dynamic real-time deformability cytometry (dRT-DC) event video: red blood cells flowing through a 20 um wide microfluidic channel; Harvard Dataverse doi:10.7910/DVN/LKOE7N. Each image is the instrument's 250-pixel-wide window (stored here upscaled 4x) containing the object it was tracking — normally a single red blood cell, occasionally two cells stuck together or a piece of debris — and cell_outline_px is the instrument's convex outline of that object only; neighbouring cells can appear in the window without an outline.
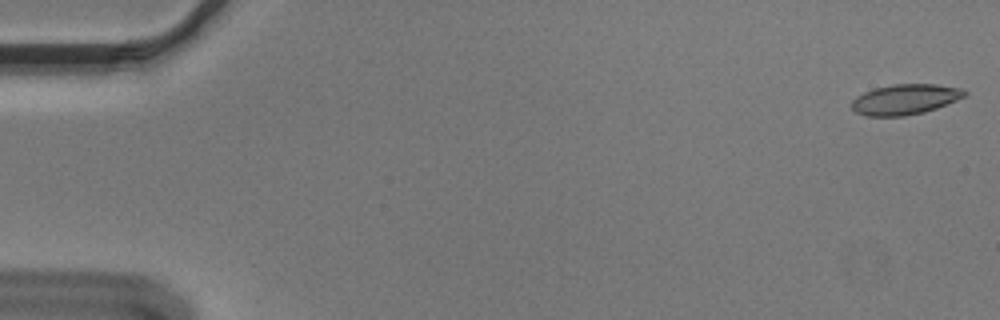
{"species": "Egyptian fruit bat (a non-hibernating species)", "species_latin": "Rousettus aegyptiacus", "temperature_condition": "cold", "stored_images_in_passage": 10, "camera_frame_rate_fps": 3000, "um_per_image_px": 0.085, "animal": {"sex": "male"}, "frame": {"image": 1, "passage_image": 1, "time_ms": 0.0, "image_size_px": [1000, 320], "cell_outline_px": [[968, 92], [964, 96], [956, 100], [936, 108], [924, 112], [904, 116], [868, 116], [856, 112], [852, 108], [852, 100], [856, 96], [864, 92], [876, 88], [892, 84], [936, 84], [960, 88]], "centroid_in_image_um": [76.92, 8.44], "position_along_channel_um": 8.1, "area_um2": 19.83}}